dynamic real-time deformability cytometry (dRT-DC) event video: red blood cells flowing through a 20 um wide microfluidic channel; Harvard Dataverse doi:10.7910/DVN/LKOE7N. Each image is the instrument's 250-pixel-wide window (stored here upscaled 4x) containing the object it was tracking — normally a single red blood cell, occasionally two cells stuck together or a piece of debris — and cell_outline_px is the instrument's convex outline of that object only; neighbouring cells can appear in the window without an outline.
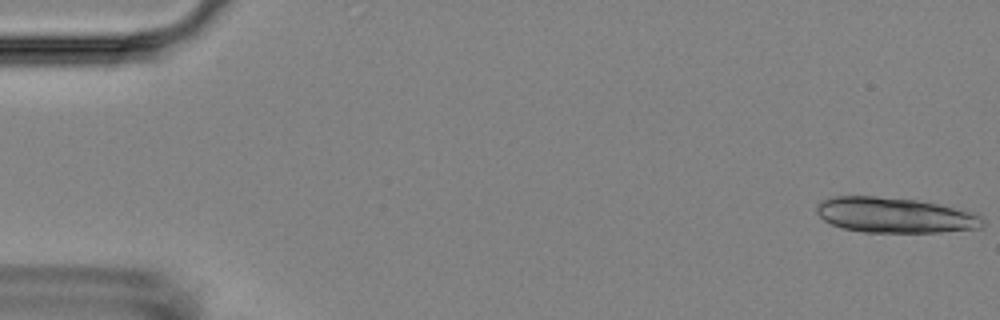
{"species": "Egyptian fruit bat (a non-hibernating species)", "species_latin": "Rousettus aegyptiacus", "temperature_condition": "room temperature", "stored_images_in_passage": 3, "camera_frame_rate_fps": 3000, "um_per_image_px": 0.085, "animal": {"sex": "female"}, "frame": {"image": 1, "passage_image": 1, "time_ms": 0.0, "image_size_px": [1000, 320], "cell_outline_px": [[984, 224], [980, 228], [940, 232], [864, 232], [844, 228], [832, 224], [824, 220], [816, 212], [816, 204], [820, 200], [832, 196], [876, 196], [916, 200], [964, 208], [976, 212], [984, 220]], "centroid_in_image_um": [76.1, 18.27], "position_along_channel_um": 8.9, "area_um2": 34.56}}